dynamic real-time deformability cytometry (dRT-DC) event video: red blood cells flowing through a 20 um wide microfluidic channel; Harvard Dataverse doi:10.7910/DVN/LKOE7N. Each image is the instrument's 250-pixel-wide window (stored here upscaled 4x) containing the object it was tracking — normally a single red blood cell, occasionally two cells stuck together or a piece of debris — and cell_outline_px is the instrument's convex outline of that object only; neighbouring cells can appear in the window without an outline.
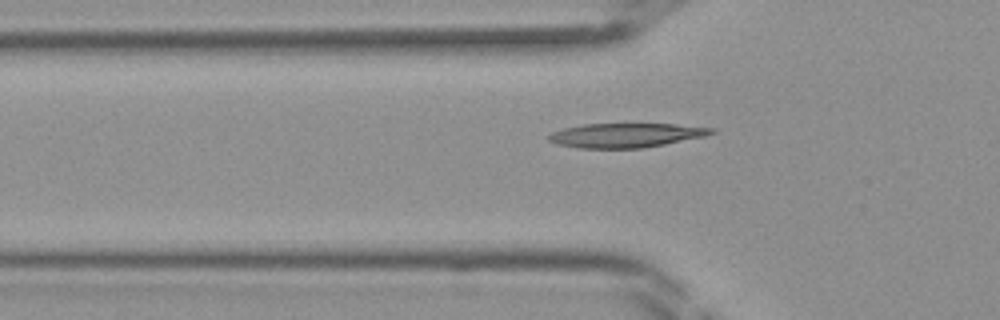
{"species": "Egyptian fruit bat (a non-hibernating species)", "species_latin": "Rousettus aegyptiacus", "temperature_condition": "room temperature", "stored_images_in_passage": 31, "camera_frame_rate_fps": 3000, "um_per_image_px": 0.085, "frame": {"image": 1, "passage_image": 5, "time_ms": 1.333, "image_size_px": [1000, 320], "cell_outline_px": [[716, 132], [704, 136], [644, 148], [580, 148], [556, 144], [548, 140], [548, 136], [552, 132], [564, 128], [580, 124], [676, 124], [716, 128]], "centroid_in_image_um": [53.19, 11.49], "position_along_channel_um": 72.6, "area_um2": 23.0}}
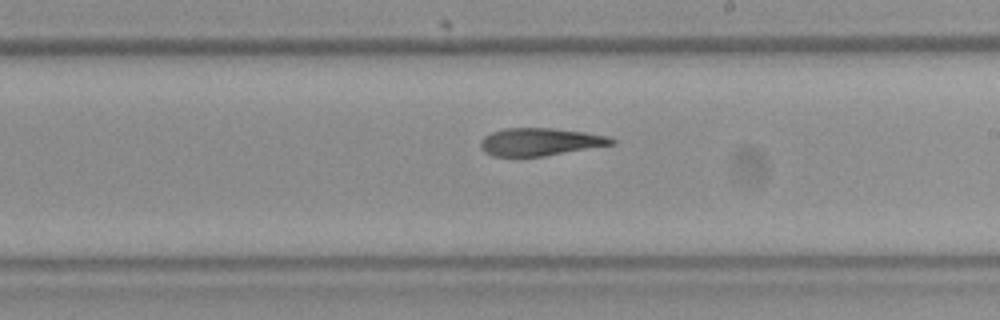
{"frame": {"image": 2, "passage_image": 16, "time_ms": 5.0, "image_size_px": [1000, 320], "cell_outline_px": [[616, 144], [544, 156], [492, 156], [484, 152], [480, 148], [480, 140], [484, 136], [492, 132], [504, 128], [552, 128], [584, 132], [608, 136], [616, 140]], "centroid_in_image_um": [45.9, 12.06], "position_along_channel_um": 243.1, "area_um2": 21.21}}
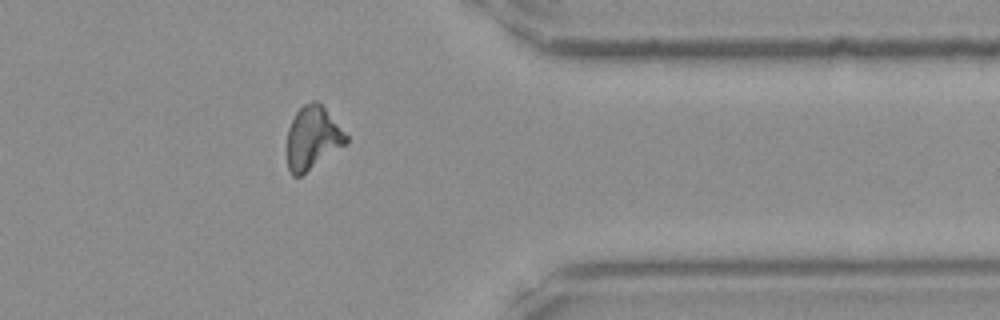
{"frame": {"image": 3, "passage_image": 26, "time_ms": 8.333, "image_size_px": [1000, 320], "cell_outline_px": [[348, 144], [300, 176], [292, 176], [288, 168], [284, 152], [288, 128], [296, 112], [304, 104], [312, 100], [320, 100], [348, 136]], "centroid_in_image_um": [26.55, 11.72], "position_along_channel_um": 384.9, "area_um2": 22.48}}